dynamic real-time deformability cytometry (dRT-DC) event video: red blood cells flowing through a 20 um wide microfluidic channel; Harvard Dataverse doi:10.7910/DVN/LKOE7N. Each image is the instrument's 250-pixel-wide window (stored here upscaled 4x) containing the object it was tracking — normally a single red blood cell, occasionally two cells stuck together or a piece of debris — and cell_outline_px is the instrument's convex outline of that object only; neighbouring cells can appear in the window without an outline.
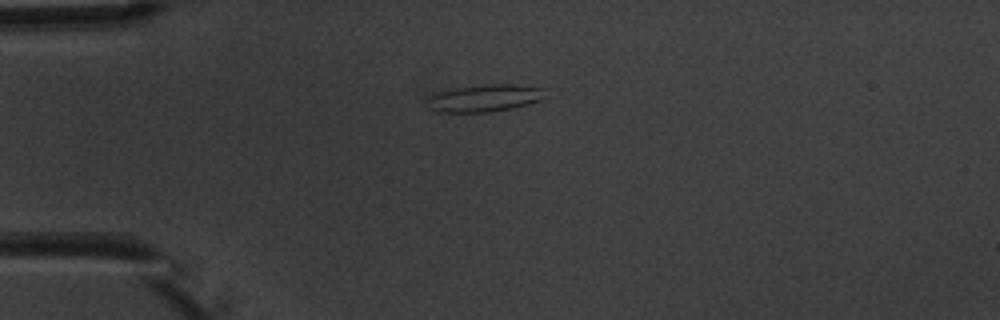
{"species": "common noctule bat (a hibernating species)", "species_latin": "Nyctalus noctula", "temperature_condition": "warm", "stored_images_in_passage": 4, "camera_frame_rate_fps": 3000, "um_per_image_px": 0.085, "animal": {"sex": "male", "body_mass_g": 20.1, "forearm_length_mm": 53.5}, "frame": {"image": 1, "passage_image": 1, "time_ms": 0.0, "image_size_px": [1000, 320], "cell_outline_px": [[540, 100], [528, 104], [512, 108], [488, 112], [436, 112], [428, 108], [424, 104], [428, 96], [436, 92], [456, 88], [484, 84], [516, 84], [540, 88]], "centroid_in_image_um": [41.03, 8.35], "position_along_channel_um": 44.0, "area_um2": 18.61}}
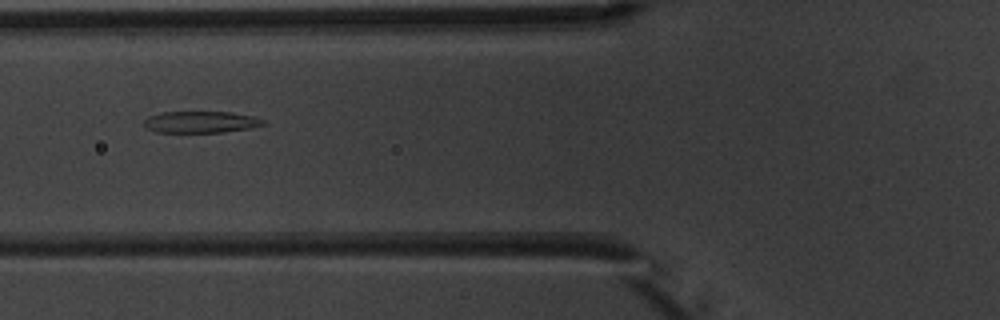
{"frame": {"image": 2, "passage_image": 3, "time_ms": 2.333, "image_size_px": [1000, 320], "cell_outline_px": [[264, 124], [252, 128], [220, 132], [156, 132], [140, 124], [148, 116], [164, 112], [232, 112], [252, 116], [264, 120]], "centroid_in_image_um": [17.03, 10.37], "position_along_channel_um": 108.8, "area_um2": 14.97}}
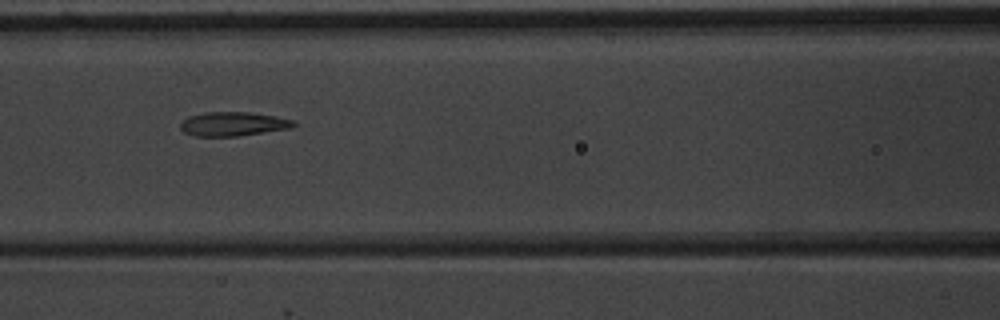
{"frame": {"image": 3, "passage_image": 4, "time_ms": 3.333, "image_size_px": [1000, 320], "cell_outline_px": [[296, 124], [292, 128], [236, 136], [196, 136], [184, 132], [180, 128], [180, 124], [188, 116], [204, 112], [248, 112], [296, 120]], "centroid_in_image_um": [19.81, 10.53], "position_along_channel_um": 146.8, "area_um2": 15.78}}